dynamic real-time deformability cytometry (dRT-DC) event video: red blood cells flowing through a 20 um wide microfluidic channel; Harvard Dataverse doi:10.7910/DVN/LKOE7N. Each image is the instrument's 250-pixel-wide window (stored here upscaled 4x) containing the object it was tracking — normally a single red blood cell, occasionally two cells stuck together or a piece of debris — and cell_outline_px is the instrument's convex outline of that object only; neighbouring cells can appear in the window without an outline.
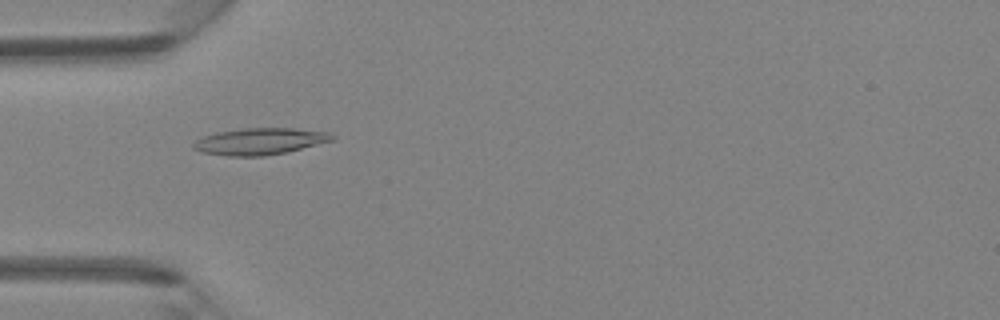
{"species": "Egyptian fruit bat (a non-hibernating species)", "species_latin": "Rousettus aegyptiacus", "temperature_condition": "room temperature", "stored_images_in_passage": 45, "camera_frame_rate_fps": 3000, "um_per_image_px": 0.085, "animal": {"sex": "female"}, "frame": {"image": 1, "passage_image": 14, "time_ms": 4.333, "image_size_px": [1000, 320], "cell_outline_px": [[336, 140], [284, 152], [264, 156], [228, 156], [204, 152], [192, 148], [192, 144], [196, 140], [204, 136], [216, 132], [244, 128], [292, 128], [328, 132], [336, 136]], "centroid_in_image_um": [22.1, 12.01], "position_along_channel_um": 62.9, "area_um2": 21.44}}
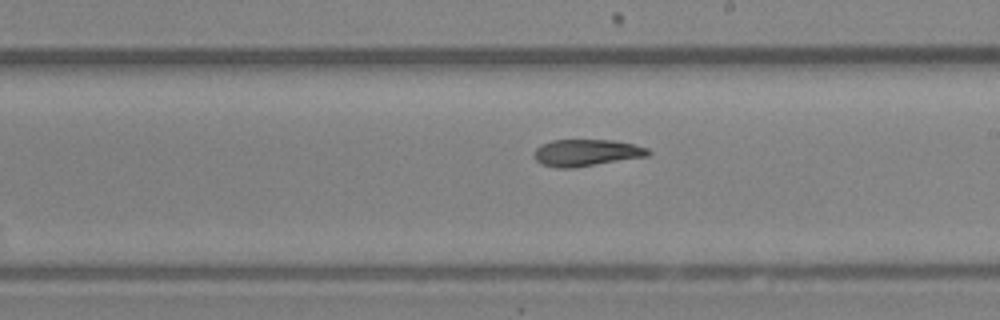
{"frame": {"image": 2, "passage_image": 26, "time_ms": 8.333, "image_size_px": [1000, 320], "cell_outline_px": [[652, 152], [648, 156], [572, 168], [556, 168], [540, 164], [532, 156], [532, 152], [540, 144], [552, 140], [612, 140], [632, 144], [648, 148]], "centroid_in_image_um": [49.78, 12.98], "position_along_channel_um": 239.2, "area_um2": 17.98}}
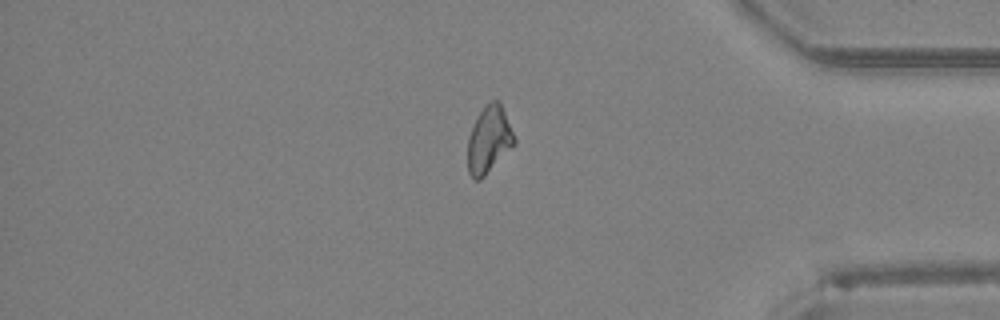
{"frame": {"image": 3, "passage_image": 38, "time_ms": 12.333, "image_size_px": [1000, 320], "cell_outline_px": [[516, 144], [480, 180], [472, 180], [468, 172], [468, 136], [480, 112], [492, 100], [500, 100], [516, 140]], "centroid_in_image_um": [41.57, 11.91], "position_along_channel_um": 393.6, "area_um2": 18.03}}